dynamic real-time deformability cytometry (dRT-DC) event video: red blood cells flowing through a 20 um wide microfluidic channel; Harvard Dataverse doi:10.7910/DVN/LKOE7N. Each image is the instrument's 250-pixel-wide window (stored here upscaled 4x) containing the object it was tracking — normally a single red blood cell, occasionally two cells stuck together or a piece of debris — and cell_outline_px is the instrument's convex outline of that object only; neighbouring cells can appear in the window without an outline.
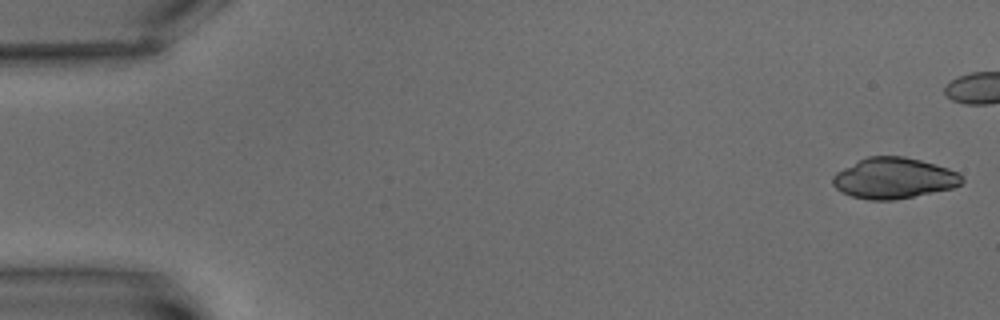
{"species": "common noctule bat (a hibernating species)", "species_latin": "Nyctalus noctula", "temperature_condition": "warm", "stored_images_in_passage": 11, "camera_frame_rate_fps": 3000, "um_per_image_px": 0.085, "animal": {"sex": "male", "body_mass_g": 15.6}, "frame": {"image": 1, "passage_image": 1, "time_ms": 0.0, "image_size_px": [1000, 320], "cell_outline_px": [[964, 180], [960, 184], [952, 188], [892, 200], [868, 200], [852, 196], [840, 192], [832, 184], [832, 176], [836, 172], [868, 156], [904, 156], [936, 164], [948, 168], [956, 172]], "centroid_in_image_um": [75.94, 15.14], "position_along_channel_um": 9.1, "area_um2": 30.46}}
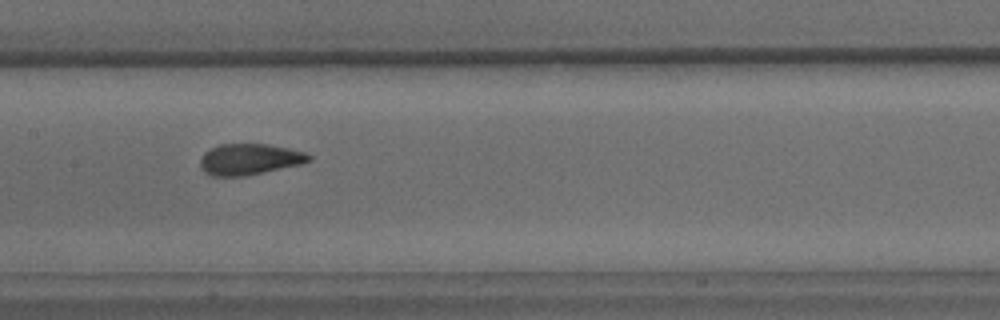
{"frame": {"image": 2, "passage_image": 10, "time_ms": 12.0, "image_size_px": [1000, 320], "cell_outline_px": [[312, 160], [300, 164], [244, 176], [212, 176], [204, 172], [200, 168], [200, 160], [204, 152], [220, 144], [268, 144], [288, 148], [304, 152], [312, 156]], "centroid_in_image_um": [21.18, 13.54], "position_along_channel_um": 186.2, "area_um2": 19.59}}
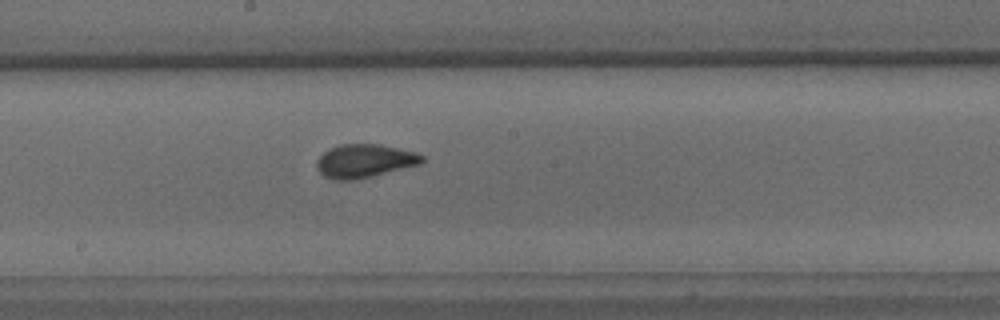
{"frame": {"image": 3, "passage_image": 11, "time_ms": 13.0, "image_size_px": [1000, 320], "cell_outline_px": [[424, 160], [420, 164], [372, 176], [352, 180], [332, 180], [324, 176], [316, 168], [316, 160], [324, 152], [340, 144], [380, 144], [416, 152], [424, 156]], "centroid_in_image_um": [30.97, 13.68], "position_along_channel_um": 217.2, "area_um2": 20.46}}